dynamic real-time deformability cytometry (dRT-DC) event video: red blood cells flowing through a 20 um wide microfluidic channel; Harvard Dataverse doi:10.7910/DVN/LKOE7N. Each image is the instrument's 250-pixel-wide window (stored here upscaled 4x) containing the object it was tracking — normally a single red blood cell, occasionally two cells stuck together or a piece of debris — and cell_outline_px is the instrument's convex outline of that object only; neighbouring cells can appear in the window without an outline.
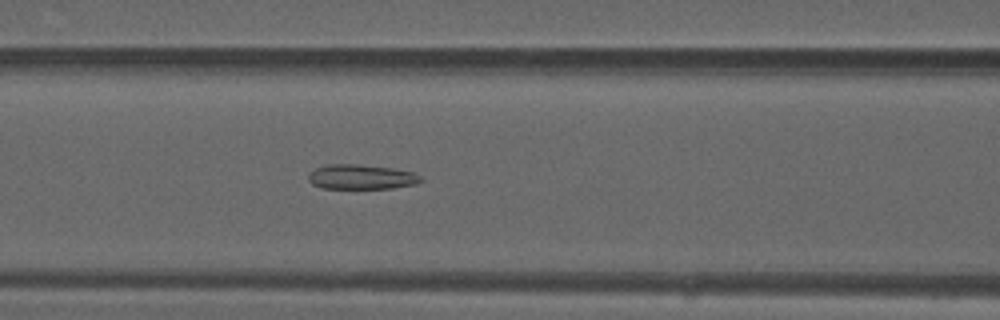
{"species": "common noctule bat (a hibernating species)", "species_latin": "Nyctalus noctula", "temperature_condition": "warm", "stored_images_in_passage": 48, "camera_frame_rate_fps": 3000, "um_per_image_px": 0.085, "animal": {"sex": "male", "forearm_length_mm": 52.5}, "frame": {"image": 1, "passage_image": 20, "time_ms": 6.333, "image_size_px": [1000, 320], "cell_outline_px": [[424, 180], [416, 184], [392, 188], [320, 188], [312, 184], [308, 180], [308, 172], [316, 168], [328, 164], [356, 164], [392, 168], [412, 172], [420, 176]], "centroid_in_image_um": [30.68, 15.04], "position_along_channel_um": 135.9, "area_um2": 16.24}}
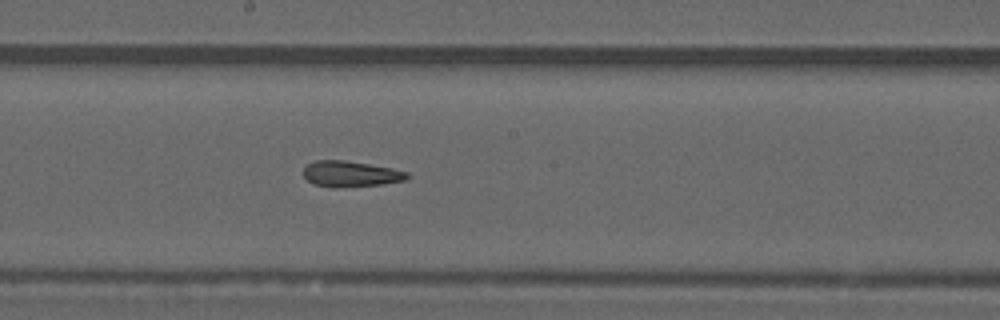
{"frame": {"image": 2, "passage_image": 26, "time_ms": 8.333, "image_size_px": [1000, 320], "cell_outline_px": [[412, 176], [408, 180], [380, 184], [332, 188], [312, 184], [304, 176], [304, 168], [308, 164], [316, 160], [344, 160], [392, 168], [408, 172]], "centroid_in_image_um": [29.83, 14.79], "position_along_channel_um": 218.4, "area_um2": 15.66}}
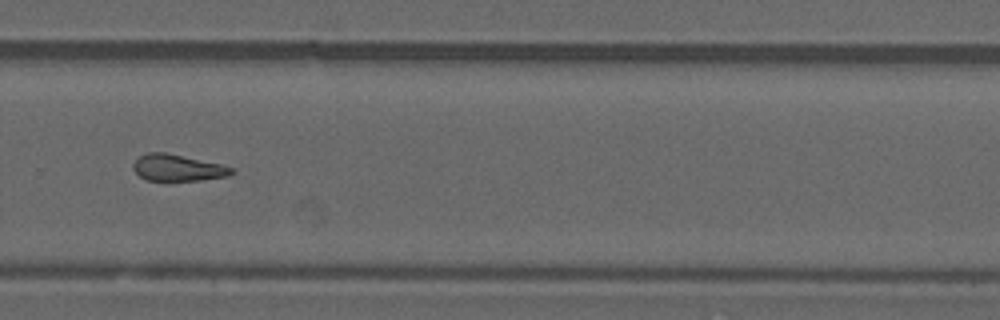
{"frame": {"image": 3, "passage_image": 33, "time_ms": 10.667, "image_size_px": [1000, 320], "cell_outline_px": [[236, 172], [228, 176], [200, 180], [144, 180], [132, 168], [132, 164], [140, 156], [148, 152], [164, 152], [220, 164], [232, 168]], "centroid_in_image_um": [15.09, 14.26], "position_along_channel_um": 314.7, "area_um2": 15.03}, "authors_computed_cell_mechanics": {"area_um2": 16.2996, "velocity_mm_per_s": 4.1372, "shape_relaxation_time_tau1_ms": null, "shape_relaxation_time_tau2_ms": 2.462, "deformation_change_tau1": null, "deformation_change_tau2": 0.1095}}